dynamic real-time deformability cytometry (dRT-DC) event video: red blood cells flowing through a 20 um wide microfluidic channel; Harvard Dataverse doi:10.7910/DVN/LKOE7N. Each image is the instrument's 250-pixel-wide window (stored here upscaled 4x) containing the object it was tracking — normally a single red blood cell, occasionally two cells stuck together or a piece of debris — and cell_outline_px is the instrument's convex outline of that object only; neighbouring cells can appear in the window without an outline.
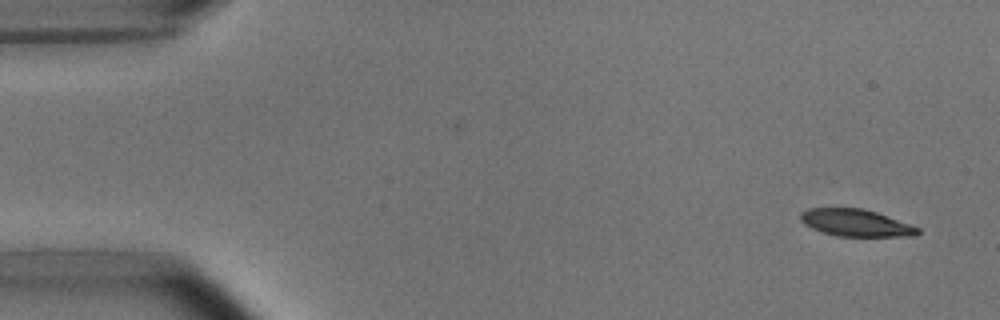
{"species": "common noctule bat (a hibernating species)", "species_latin": "Nyctalus noctula", "temperature_condition": "room temperature", "stored_images_in_passage": 3, "camera_frame_rate_fps": 3000, "um_per_image_px": 0.085, "animal": {"sex": "male", "body_mass_g": 15.6}, "frame": {"image": 1, "passage_image": 3, "time_ms": 2.333, "image_size_px": [1000, 320], "cell_outline_px": [[920, 232], [916, 236], [836, 236], [812, 228], [804, 224], [800, 220], [800, 212], [808, 208], [864, 208], [876, 212], [920, 228]], "centroid_in_image_um": [72.73, 18.94], "position_along_channel_um": 12.3, "area_um2": 18.44}}